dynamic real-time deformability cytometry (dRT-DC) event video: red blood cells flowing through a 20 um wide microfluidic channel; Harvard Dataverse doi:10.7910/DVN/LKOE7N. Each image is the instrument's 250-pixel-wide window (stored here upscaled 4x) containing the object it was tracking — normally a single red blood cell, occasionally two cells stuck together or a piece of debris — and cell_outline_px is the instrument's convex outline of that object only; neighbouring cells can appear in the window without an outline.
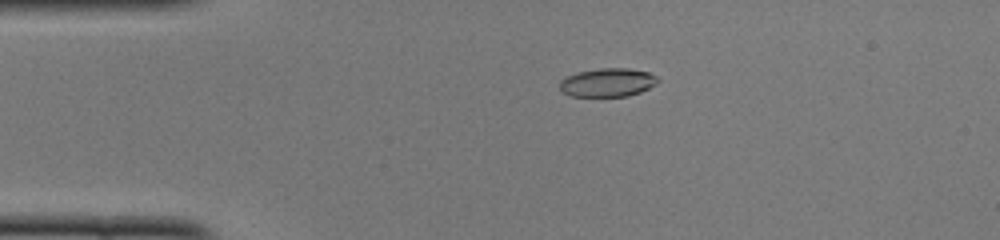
{"species": "common noctule bat (a hibernating species)", "species_latin": "Nyctalus noctula", "temperature_condition": "cold", "stored_images_in_passage": 50, "camera_frame_rate_fps": 3000, "um_per_image_px": 0.085, "animal": {"sex": "female", "body_mass_g": 22.0, "forearm_length_mm": 56.7}, "frame": {"image": 1, "passage_image": 10, "time_ms": 3.0, "image_size_px": [1000, 240], "cell_outline_px": [[660, 80], [656, 84], [640, 92], [628, 96], [572, 96], [564, 92], [560, 88], [560, 80], [576, 72], [600, 68], [628, 68], [648, 72], [656, 76]], "centroid_in_image_um": [51.66, 7.0], "position_along_channel_um": 33.3, "area_um2": 16.24}}
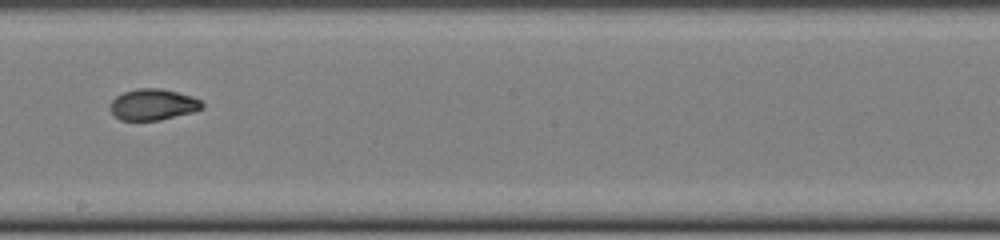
{"frame": {"image": 2, "passage_image": 28, "time_ms": 9.0, "image_size_px": [1000, 240], "cell_outline_px": [[204, 108], [196, 112], [160, 120], [120, 120], [108, 108], [108, 104], [116, 96], [124, 92], [136, 88], [160, 88], [192, 96], [200, 100], [204, 104]], "centroid_in_image_um": [13.01, 8.89], "position_along_channel_um": 235.2, "area_um2": 16.94}}
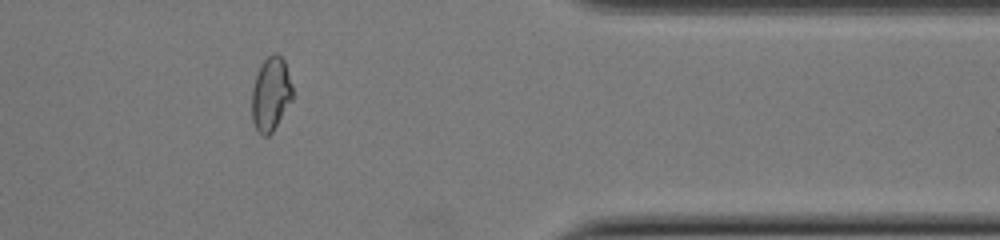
{"frame": {"image": 3, "passage_image": 41, "time_ms": 13.333, "image_size_px": [1000, 240], "cell_outline_px": [[292, 100], [272, 132], [268, 136], [264, 136], [256, 128], [252, 120], [252, 88], [260, 64], [272, 52], [276, 52], [284, 60], [292, 88]], "centroid_in_image_um": [23.01, 7.97], "position_along_channel_um": 388.4, "area_um2": 17.34}, "authors_computed_cell_mechanics": {"area_um2": 17.2244, "velocity_mm_per_s": 3.9965, "shape_relaxation_time_tau1_ms": 4.5256, "shape_relaxation_time_tau2_ms": 2.0584, "deformation_change_tau1": 0.1856, "deformation_change_tau2": 0.0594}}